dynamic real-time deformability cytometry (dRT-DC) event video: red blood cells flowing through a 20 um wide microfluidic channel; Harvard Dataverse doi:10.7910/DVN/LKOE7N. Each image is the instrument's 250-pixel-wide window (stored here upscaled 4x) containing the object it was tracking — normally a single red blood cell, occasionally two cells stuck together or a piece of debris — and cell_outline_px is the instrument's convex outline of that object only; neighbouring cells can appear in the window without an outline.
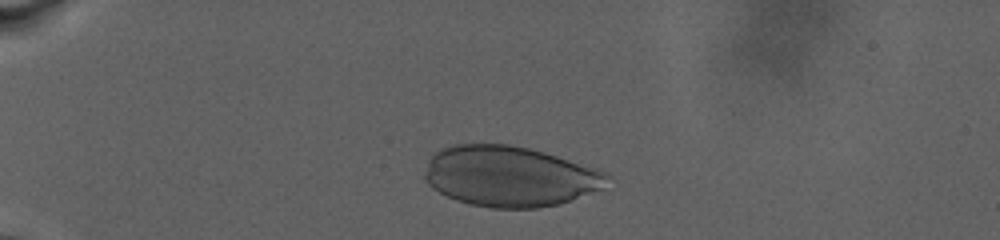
{"species": "human", "species_latin": "Homo sapiens", "temperature_condition": "warm", "stored_images_in_passage": 10, "camera_frame_rate_fps": 3000, "um_per_image_px": 0.085, "donor": {"sex": "male"}, "frame": {"image": 1, "passage_image": 4, "time_ms": 1.333, "image_size_px": [1000, 240], "cell_outline_px": [[612, 176], [604, 188], [560, 204], [540, 208], [492, 208], [472, 204], [456, 200], [432, 188], [424, 180], [424, 172], [432, 156], [440, 148], [452, 144], [508, 144], [528, 148], [544, 152], [596, 168]], "centroid_in_image_um": [43.34, 14.99], "position_along_channel_um": 41.7, "area_um2": 64.5}}